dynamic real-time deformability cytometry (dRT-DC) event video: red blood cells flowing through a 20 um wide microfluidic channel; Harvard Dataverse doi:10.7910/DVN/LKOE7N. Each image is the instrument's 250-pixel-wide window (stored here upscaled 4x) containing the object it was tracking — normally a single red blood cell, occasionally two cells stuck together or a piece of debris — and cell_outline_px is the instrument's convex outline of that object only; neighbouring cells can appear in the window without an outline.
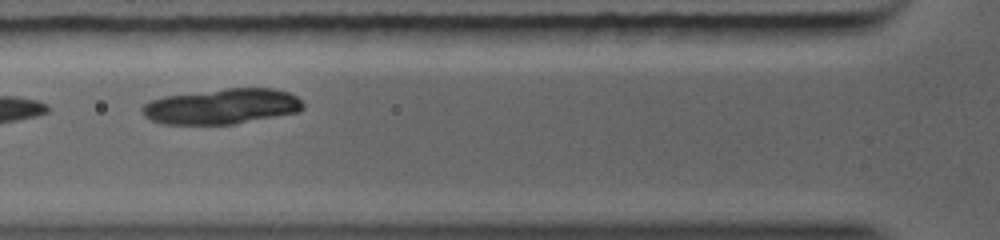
{"species": "common noctule bat (a hibernating species)", "species_latin": "Nyctalus noctula", "temperature_condition": "warm", "stored_images_in_passage": 4, "camera_frame_rate_fps": 5000, "um_per_image_px": 0.085, "animal": {"sex": "female", "body_mass_g": 19.0, "forearm_length_mm": 56.7}, "frame": {"image": 1, "passage_image": 2, "time_ms": 1.0, "image_size_px": [1000, 240], "cell_outline_px": [[304, 108], [300, 112], [236, 124], [160, 124], [144, 116], [140, 112], [140, 108], [144, 104], [152, 100], [164, 96], [228, 88], [272, 88], [288, 92], [296, 96], [304, 104]], "centroid_in_image_um": [18.87, 9.05], "position_along_channel_um": 106.9, "area_um2": 33.41}}